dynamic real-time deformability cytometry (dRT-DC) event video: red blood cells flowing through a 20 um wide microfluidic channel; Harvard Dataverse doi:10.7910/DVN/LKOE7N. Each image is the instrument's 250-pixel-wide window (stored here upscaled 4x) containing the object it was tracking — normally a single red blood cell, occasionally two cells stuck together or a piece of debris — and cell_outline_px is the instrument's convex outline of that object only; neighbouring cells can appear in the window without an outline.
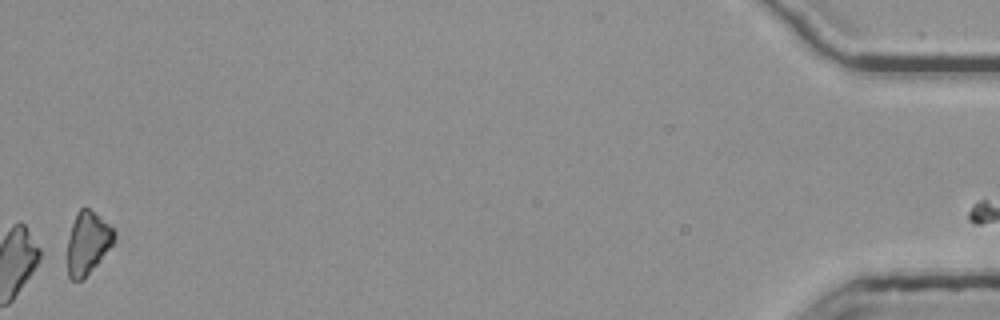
{"species": "common noctule bat (a hibernating species)", "species_latin": "Nyctalus noctula", "temperature_condition": "room temperature", "stored_images_in_passage": 37, "camera_frame_rate_fps": 3000, "um_per_image_px": 0.085, "animal": {"sex": "female", "body_mass_g": 25.1}, "frame": {"image": 1, "passage_image": 37, "time_ms": 12.0, "image_size_px": [1000, 320], "cell_outline_px": [[116, 236], [112, 244], [100, 260], [84, 280], [72, 280], [68, 276], [68, 236], [76, 212], [80, 208], [88, 208], [100, 216], [116, 232]], "centroid_in_image_um": [7.44, 20.65], "position_along_channel_um": 427.8, "area_um2": 16.99}}